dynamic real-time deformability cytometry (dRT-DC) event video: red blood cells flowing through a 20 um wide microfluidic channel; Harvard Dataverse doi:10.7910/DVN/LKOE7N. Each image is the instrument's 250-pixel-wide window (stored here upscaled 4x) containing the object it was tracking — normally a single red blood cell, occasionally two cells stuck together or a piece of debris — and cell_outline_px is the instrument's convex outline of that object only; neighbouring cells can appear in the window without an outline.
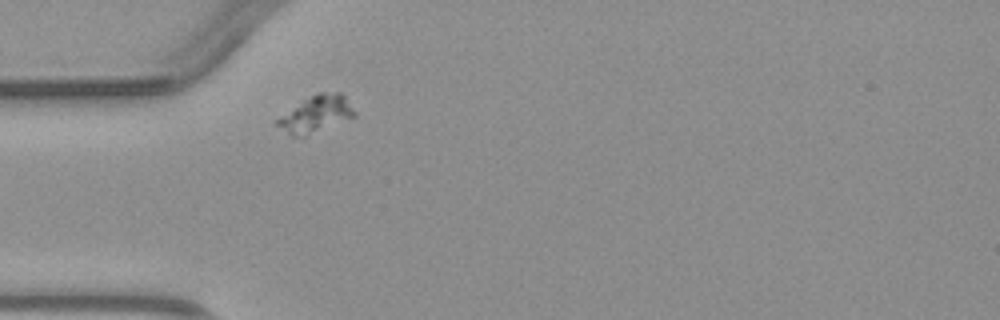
{"species": "common noctule bat (a hibernating species)", "species_latin": "Nyctalus noctula", "temperature_condition": "warm", "stored_images_in_passage": 1, "camera_frame_rate_fps": 3000, "um_per_image_px": 0.085, "animal": {"sex": "male", "body_mass_g": 23.1, "forearm_length_mm": 52.7}, "frame": {"image": 1, "passage_image": 1, "time_ms": 0.0, "image_size_px": [1000, 320], "cell_outline_px": [[356, 116], [304, 136], [292, 136], [276, 124], [276, 120], [304, 100], [316, 92], [340, 92], [344, 96], [356, 112]], "centroid_in_image_um": [26.9, 9.68], "position_along_channel_um": 58.1, "area_um2": 15.9}}